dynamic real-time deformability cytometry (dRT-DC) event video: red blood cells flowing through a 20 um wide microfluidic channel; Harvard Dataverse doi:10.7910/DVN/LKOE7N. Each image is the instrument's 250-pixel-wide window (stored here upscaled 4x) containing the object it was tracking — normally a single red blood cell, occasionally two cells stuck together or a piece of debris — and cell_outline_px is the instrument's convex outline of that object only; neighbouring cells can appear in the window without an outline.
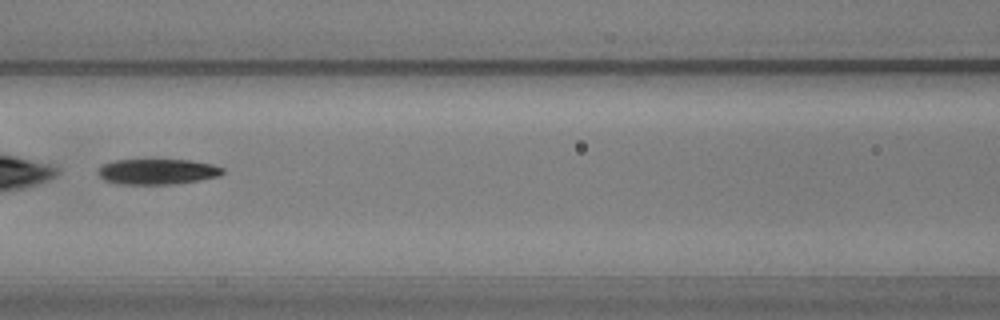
{"species": "common noctule bat (a hibernating species)", "species_latin": "Nyctalus noctula", "temperature_condition": "warm", "stored_images_in_passage": 52, "camera_frame_rate_fps": 3000, "um_per_image_px": 0.085, "animal": {"sex": "male", "body_mass_g": 20.5, "forearm_length_mm": 52.5}, "frame": {"image": 1, "passage_image": 24, "time_ms": 7.667, "image_size_px": [1000, 320], "cell_outline_px": [[224, 172], [220, 176], [200, 180], [172, 184], [120, 184], [104, 180], [96, 172], [104, 164], [116, 160], [192, 160], [212, 164], [224, 168]], "centroid_in_image_um": [13.41, 14.59], "position_along_channel_um": 153.2, "area_um2": 18.5}}
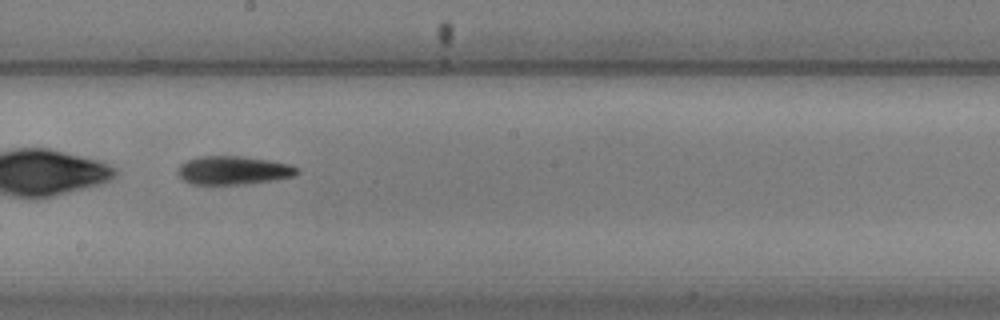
{"frame": {"image": 2, "passage_image": 30, "time_ms": 9.667, "image_size_px": [1000, 320], "cell_outline_px": [[300, 172], [296, 176], [272, 180], [244, 184], [192, 184], [184, 180], [176, 172], [180, 164], [196, 156], [244, 156], [292, 164], [300, 168]], "centroid_in_image_um": [19.87, 14.47], "position_along_channel_um": 228.3, "area_um2": 20.0}, "authors_computed_cell_mechanics": {"area_um2": 20.2589, "velocity_mm_per_s": 3.7589, "shape_relaxation_time_tau1_ms": 1.5011, "shape_relaxation_time_tau2_ms": null, "deformation_change_tau1": 0.1912, "deformation_change_tau2": null}}